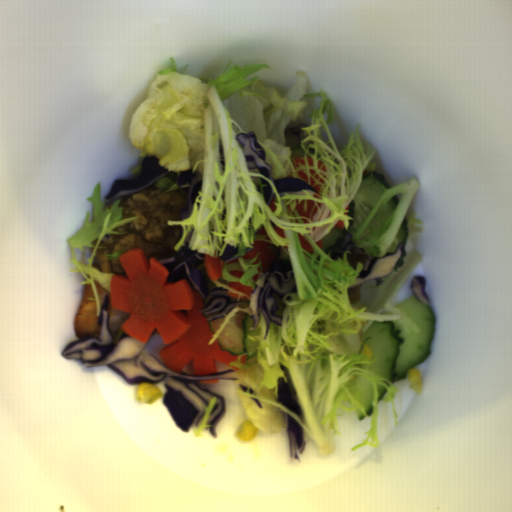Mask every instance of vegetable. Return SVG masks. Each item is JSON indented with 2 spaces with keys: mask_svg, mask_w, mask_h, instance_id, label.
Here are the masks:
<instances>
[{
  "mask_svg": "<svg viewBox=\"0 0 512 512\" xmlns=\"http://www.w3.org/2000/svg\"><path fill=\"white\" fill-rule=\"evenodd\" d=\"M217 397H212L211 401L205 407L204 409V416L202 418L201 426L200 428H193V432L195 433V436H203L202 430H207L208 427H212L210 424H208V417L212 410L215 407Z\"/></svg>",
  "mask_w": 512,
  "mask_h": 512,
  "instance_id": "vegetable-3",
  "label": "vegetable"
},
{
  "mask_svg": "<svg viewBox=\"0 0 512 512\" xmlns=\"http://www.w3.org/2000/svg\"><path fill=\"white\" fill-rule=\"evenodd\" d=\"M171 67L157 73L148 99L131 116L128 136L140 152L139 163L131 174L140 173L144 159L156 155L158 165L169 174L156 180L158 189L166 192L186 188L178 186L182 171L199 173L202 186L197 193L190 215L168 219L167 223L181 227L182 237L173 248L179 251L189 241V250L209 257L220 258L228 245L238 248L236 260L224 262L221 275L213 281L215 287L237 293L236 300H245L246 307H232L222 326L211 336L208 345L218 341L230 319L240 312L252 316L250 296L229 287L238 282L254 290L264 285V273L258 267L260 252L254 258L243 256L254 250L255 241L279 249V260H289L296 291L280 299L276 315L282 325H269L258 311V335H248L257 342V355L246 359L238 354L230 365L219 363L218 371L234 369L238 379L236 392L245 417L256 429L271 433L287 432L281 410L297 420L314 442L318 453L328 456L335 451L334 438L342 436L336 422L339 415L360 409L368 415L351 393L348 383L356 375L368 378L373 384L370 429L362 442L352 448L379 446L378 384L387 390L381 402H391L394 426L398 425L395 402L397 387L393 382L369 373L376 357L360 352L373 337L362 339L374 322L399 320L408 331L421 333L416 324L391 302V297L423 261V255L410 249L403 257V266L394 269L376 285L367 280L355 285L362 262L353 268L345 251L342 259H332L316 244L337 224L343 221L355 246L375 258L385 257L405 218L409 222L408 237L420 235L422 221L409 215L420 182L412 177L383 193L362 225L350 230L351 200L360 188L365 171H376L375 150L363 143L359 125L351 132L343 150H339L330 131L334 123L332 103L325 93L307 92V77L296 72L293 86L279 93L261 81L257 74L269 69L266 64L236 65L229 61L221 75L199 78L185 74L189 65L177 68L170 57ZM302 123L305 165L294 168L291 151L286 146L285 129ZM255 132L258 144L264 148L265 159L271 165L275 179L299 177L302 170L313 177L320 194L282 195L266 177L249 172L244 153L235 140L239 133ZM315 148V156L308 149ZM307 157L313 158L309 166ZM323 161L318 169L317 162ZM269 182L274 190L276 211L271 212L264 202L260 180ZM300 178V177H299ZM301 179V178H300ZM397 195L398 208L380 231L369 227L381 205ZM299 203L313 200L318 207L312 219L299 216ZM283 229L280 238L273 228ZM298 233L310 243L313 254L301 248ZM244 271L237 279L231 270ZM286 380L303 411L302 420L286 406L278 403V380Z\"/></svg>",
  "mask_w": 512,
  "mask_h": 512,
  "instance_id": "vegetable-1",
  "label": "vegetable"
},
{
  "mask_svg": "<svg viewBox=\"0 0 512 512\" xmlns=\"http://www.w3.org/2000/svg\"><path fill=\"white\" fill-rule=\"evenodd\" d=\"M125 251H127V248H126V246L124 245V246H123V248H122L120 251L116 252L115 254H109V255H105V256H106V258H107L108 260H121V259H120V256H121V254H122V253H124Z\"/></svg>",
  "mask_w": 512,
  "mask_h": 512,
  "instance_id": "vegetable-4",
  "label": "vegetable"
},
{
  "mask_svg": "<svg viewBox=\"0 0 512 512\" xmlns=\"http://www.w3.org/2000/svg\"><path fill=\"white\" fill-rule=\"evenodd\" d=\"M123 197V196H122ZM122 197H115L109 202L102 201L101 182L97 183L92 195L86 197L91 204L85 221L80 229L67 239L71 250L74 268L71 272L81 273L84 280L82 285H91L96 304V315L102 308L99 300L96 282L111 294V274L94 267L97 249L108 234H124L114 230L129 224L138 217H122L123 207L119 206Z\"/></svg>",
  "mask_w": 512,
  "mask_h": 512,
  "instance_id": "vegetable-2",
  "label": "vegetable"
}]
</instances>
